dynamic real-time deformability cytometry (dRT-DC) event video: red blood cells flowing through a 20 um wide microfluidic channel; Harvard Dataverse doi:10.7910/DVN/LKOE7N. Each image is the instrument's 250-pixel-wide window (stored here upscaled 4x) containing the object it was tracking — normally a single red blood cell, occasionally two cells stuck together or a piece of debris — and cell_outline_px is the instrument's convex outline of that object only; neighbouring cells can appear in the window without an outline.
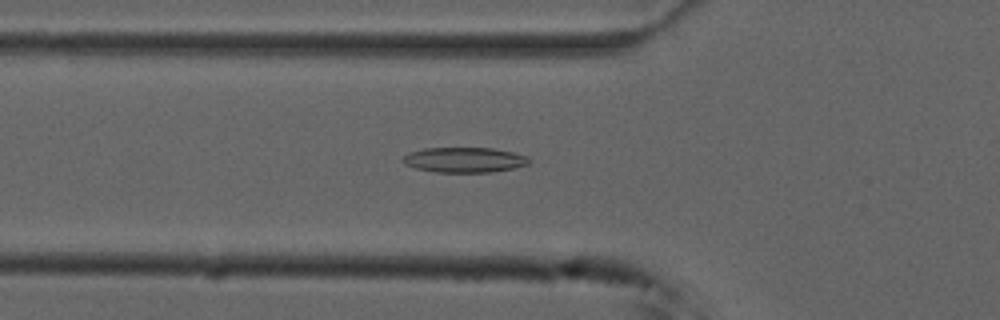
{"species": "common noctule bat (a hibernating species)", "species_latin": "Nyctalus noctula", "temperature_condition": "cold", "stored_images_in_passage": 48, "camera_frame_rate_fps": 3000, "um_per_image_px": 0.085, "animal": {"sex": "male", "forearm_length_mm": 52.5}, "frame": {"image": 1, "passage_image": 18, "time_ms": 5.667, "image_size_px": [1000, 320], "cell_outline_px": [[532, 160], [528, 164], [516, 168], [492, 172], [436, 172], [416, 168], [404, 164], [400, 160], [408, 152], [424, 148], [492, 148], [512, 152], [528, 156]], "centroid_in_image_um": [39.48, 13.59], "position_along_channel_um": 86.3, "area_um2": 18.67}}
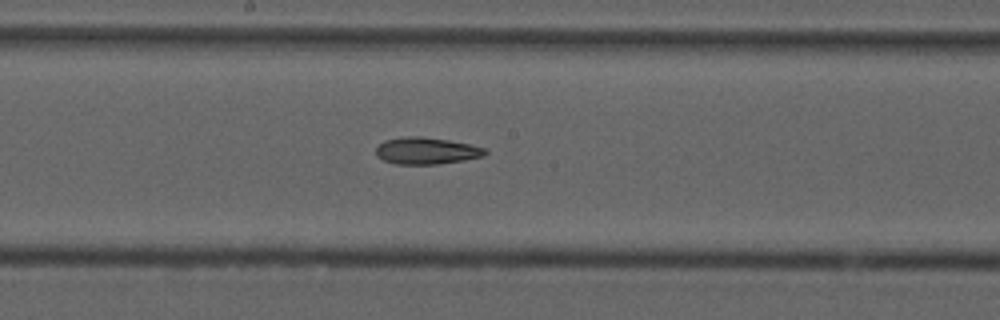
{"frame": {"image": 2, "passage_image": 28, "time_ms": 9.0, "image_size_px": [1000, 320], "cell_outline_px": [[488, 152], [484, 156], [464, 160], [436, 164], [396, 164], [384, 160], [376, 156], [376, 148], [384, 140], [404, 136], [420, 136], [448, 140], [468, 144], [484, 148]], "centroid_in_image_um": [36.22, 12.81], "position_along_channel_um": 212.0, "area_um2": 16.99}}
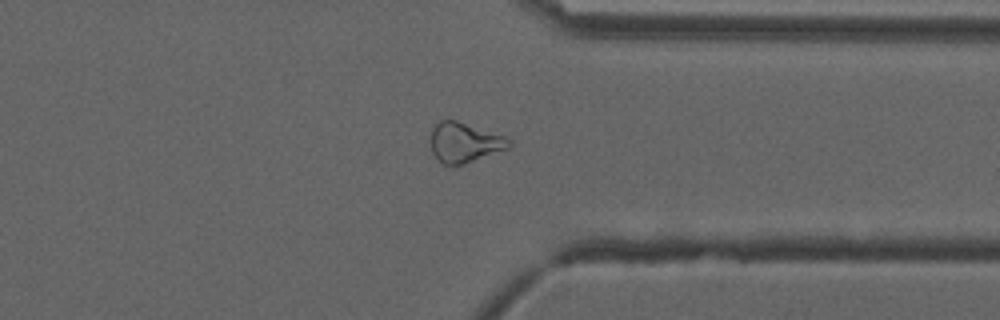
{"frame": {"image": 3, "passage_image": 41, "time_ms": 13.333, "image_size_px": [1000, 320], "cell_outline_px": [[512, 144], [508, 148], [464, 164], [444, 164], [432, 152], [428, 140], [428, 136], [432, 128], [440, 120], [456, 120], [508, 136], [512, 140]], "centroid_in_image_um": [39.48, 12.08], "position_along_channel_um": 371.9, "area_um2": 18.5}}